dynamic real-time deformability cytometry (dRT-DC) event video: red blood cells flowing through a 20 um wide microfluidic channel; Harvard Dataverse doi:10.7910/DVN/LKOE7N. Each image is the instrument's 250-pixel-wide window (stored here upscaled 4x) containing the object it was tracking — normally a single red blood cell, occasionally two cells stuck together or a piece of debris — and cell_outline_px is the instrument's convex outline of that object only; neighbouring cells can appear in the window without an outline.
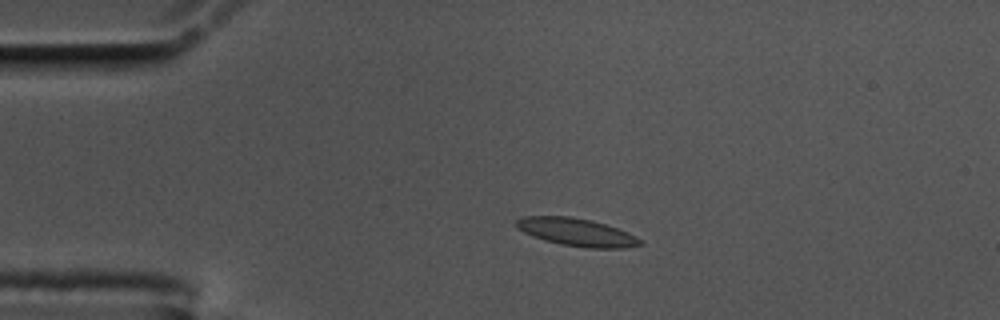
{"species": "common noctule bat (a hibernating species)", "species_latin": "Nyctalus noctula", "temperature_condition": "cold", "stored_images_in_passage": 44, "camera_frame_rate_fps": 3000, "um_per_image_px": 0.085, "animal": {"sex": "male", "body_mass_g": 17.5, "forearm_length_mm": 52.3}, "frame": {"image": 1, "passage_image": 1, "time_ms": 0.0, "image_size_px": [1000, 320], "cell_outline_px": [[644, 244], [624, 248], [588, 248], [560, 244], [544, 240], [532, 236], [516, 228], [516, 220], [524, 216], [568, 216], [592, 220], [616, 228], [640, 240]], "centroid_in_image_um": [48.95, 19.73], "position_along_channel_um": 36.1, "area_um2": 19.77}}
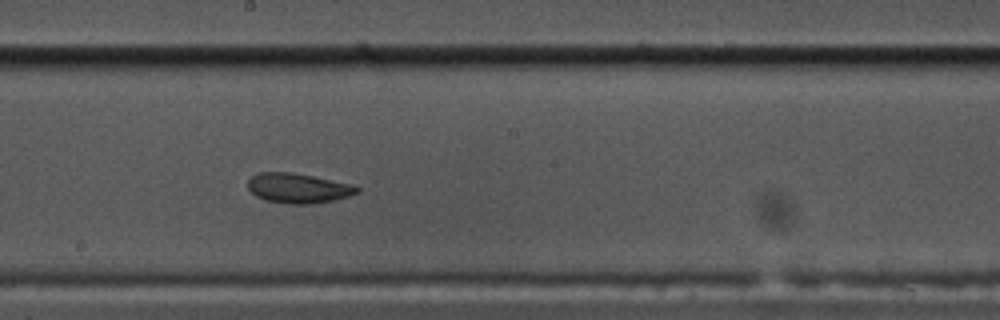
{"frame": {"image": 2, "passage_image": 20, "time_ms": 6.333, "image_size_px": [1000, 320], "cell_outline_px": [[360, 192], [348, 196], [332, 200], [312, 204], [288, 204], [264, 200], [256, 196], [248, 188], [248, 180], [256, 172], [292, 172], [352, 184], [360, 188]], "centroid_in_image_um": [25.32, 15.99], "position_along_channel_um": 222.9, "area_um2": 19.02}}
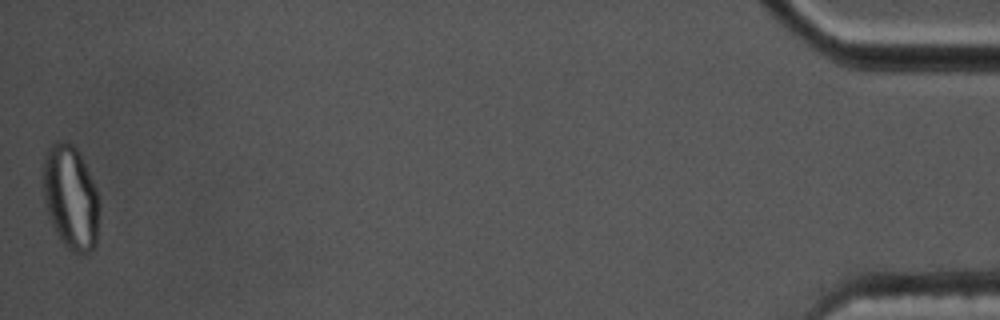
{"frame": {"image": 3, "passage_image": 44, "time_ms": 14.333, "image_size_px": [1000, 320], "cell_outline_px": [[100, 204], [96, 244], [88, 252], [76, 256], [60, 240], [44, 208], [44, 156], [48, 148], [56, 140], [72, 144], [80, 152], [96, 188]], "centroid_in_image_um": [6.02, 16.8], "position_along_channel_um": 429.2, "area_um2": 34.39}, "authors_computed_cell_mechanics": {"area_um2": 19.3052, "velocity_mm_per_s": 3.5198, "shape_relaxation_time_tau1_ms": null, "shape_relaxation_time_tau2_ms": 1.8435, "deformation_change_tau1": null, "deformation_change_tau2": 0.067}}